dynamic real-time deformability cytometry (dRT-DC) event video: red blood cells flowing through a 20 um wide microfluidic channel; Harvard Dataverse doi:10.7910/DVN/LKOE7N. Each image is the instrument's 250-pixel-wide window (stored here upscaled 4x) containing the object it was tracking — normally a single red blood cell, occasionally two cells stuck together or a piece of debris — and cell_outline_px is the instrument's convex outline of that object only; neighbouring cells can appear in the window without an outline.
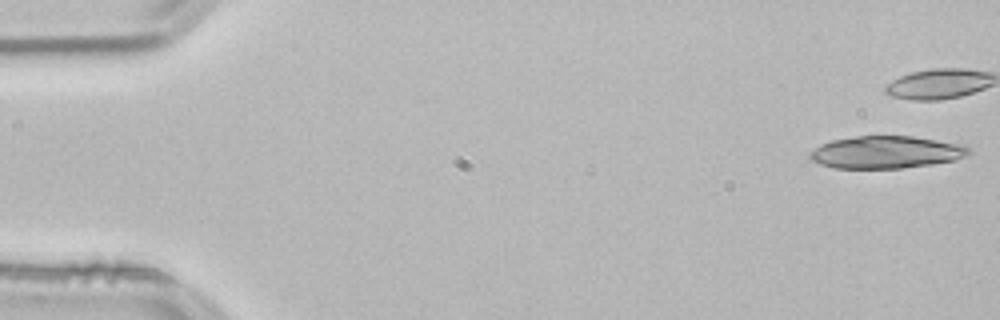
{"species": "common noctule bat (a hibernating species)", "species_latin": "Nyctalus noctula", "temperature_condition": "room temperature", "stored_images_in_passage": 21, "camera_frame_rate_fps": 3000, "um_per_image_px": 0.085, "animal": {"sex": "male", "body_mass_g": 21.5, "forearm_length_mm": 52.0}, "frame": {"image": 1, "passage_image": 1, "time_ms": 0.0, "image_size_px": [1000, 320], "cell_outline_px": [[972, 152], [956, 160], [932, 164], [900, 168], [832, 168], [820, 164], [812, 160], [808, 156], [808, 152], [820, 144], [832, 140], [856, 136], [912, 136], [964, 144]], "centroid_in_image_um": [75.3, 12.93], "position_along_channel_um": 9.7, "area_um2": 30.11}}